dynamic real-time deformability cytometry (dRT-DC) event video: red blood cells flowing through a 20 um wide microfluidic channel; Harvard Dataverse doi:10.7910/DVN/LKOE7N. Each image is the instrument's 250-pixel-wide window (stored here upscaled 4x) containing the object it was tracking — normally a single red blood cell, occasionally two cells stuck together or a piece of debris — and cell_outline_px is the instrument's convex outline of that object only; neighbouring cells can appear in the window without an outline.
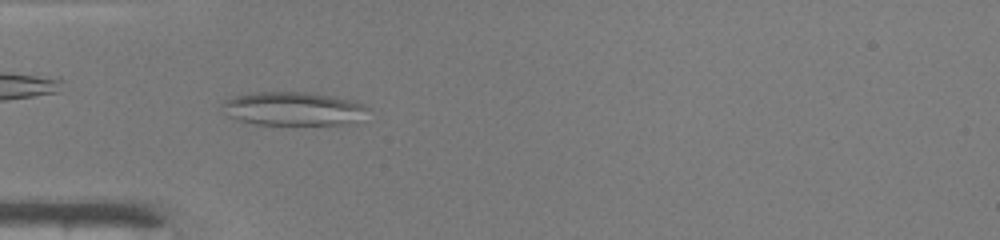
{"species": "common noctule bat (a hibernating species)", "species_latin": "Nyctalus noctula", "temperature_condition": "warm", "stored_images_in_passage": 48, "camera_frame_rate_fps": 3000, "um_per_image_px": 0.085, "animal": {"sex": "male", "body_mass_g": 19.0, "forearm_length_mm": 50.8}, "frame": {"image": 1, "passage_image": 15, "time_ms": 4.667, "image_size_px": [1000, 240], "cell_outline_px": [[372, 108], [356, 124], [256, 124], [224, 116], [220, 104], [224, 100], [236, 96], [256, 92], [304, 92], [332, 96], [356, 100]], "centroid_in_image_um": [24.97, 9.24], "position_along_channel_um": 60.0, "area_um2": 28.96}}
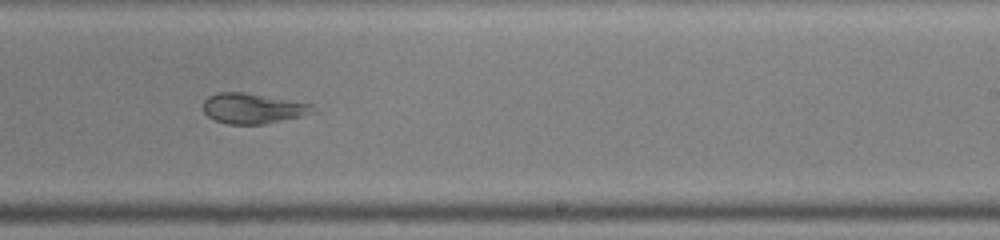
{"frame": {"image": 2, "passage_image": 30, "time_ms": 9.667, "image_size_px": [1000, 240], "cell_outline_px": [[312, 112], [300, 116], [264, 124], [228, 124], [216, 120], [208, 116], [204, 112], [204, 100], [208, 96], [220, 92], [244, 92], [312, 104]], "centroid_in_image_um": [21.43, 9.21], "position_along_channel_um": 267.6, "area_um2": 18.96}}
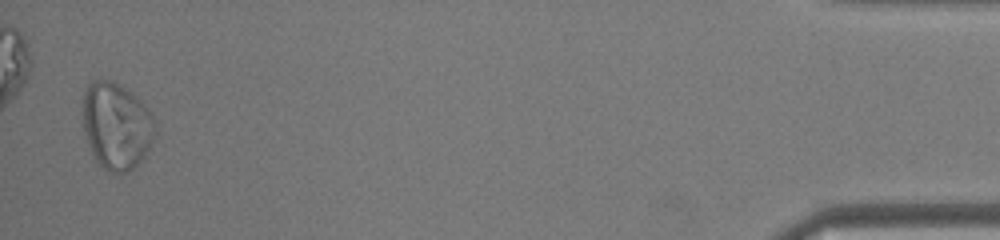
{"frame": {"image": 3, "passage_image": 47, "time_ms": 15.333, "image_size_px": [1000, 240], "cell_outline_px": [[156, 132], [144, 156], [136, 168], [128, 172], [108, 172], [92, 156], [84, 132], [84, 88], [88, 80], [112, 80], [136, 96], [140, 100], [152, 116], [156, 124]], "centroid_in_image_um": [9.89, 10.7], "position_along_channel_um": 425.3, "area_um2": 36.59}}